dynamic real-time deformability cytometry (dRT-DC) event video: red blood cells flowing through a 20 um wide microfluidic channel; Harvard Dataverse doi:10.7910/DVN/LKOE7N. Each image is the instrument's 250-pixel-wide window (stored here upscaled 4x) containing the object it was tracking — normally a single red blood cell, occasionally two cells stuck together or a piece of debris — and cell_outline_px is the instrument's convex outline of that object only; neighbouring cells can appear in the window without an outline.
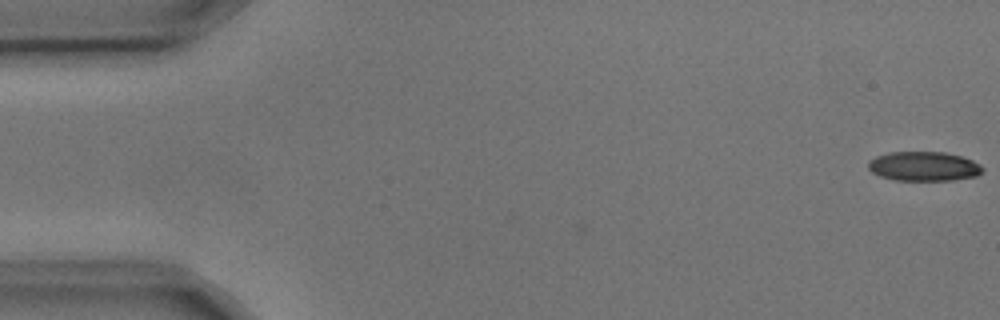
{"species": "common noctule bat (a hibernating species)", "species_latin": "Nyctalus noctula", "temperature_condition": "cold", "stored_images_in_passage": 2, "camera_frame_rate_fps": 3000, "um_per_image_px": 0.085, "animal": {"sex": "male", "body_mass_g": 17.9, "forearm_length_mm": 54.2}, "frame": {"image": 1, "passage_image": 2, "time_ms": 0.333, "image_size_px": [1000, 320], "cell_outline_px": [[984, 172], [976, 176], [952, 180], [896, 180], [880, 176], [872, 172], [868, 168], [868, 160], [876, 156], [888, 152], [944, 152], [960, 156], [972, 160], [980, 164], [984, 168]], "centroid_in_image_um": [78.52, 14.13], "position_along_channel_um": 6.5, "area_um2": 19.65}}